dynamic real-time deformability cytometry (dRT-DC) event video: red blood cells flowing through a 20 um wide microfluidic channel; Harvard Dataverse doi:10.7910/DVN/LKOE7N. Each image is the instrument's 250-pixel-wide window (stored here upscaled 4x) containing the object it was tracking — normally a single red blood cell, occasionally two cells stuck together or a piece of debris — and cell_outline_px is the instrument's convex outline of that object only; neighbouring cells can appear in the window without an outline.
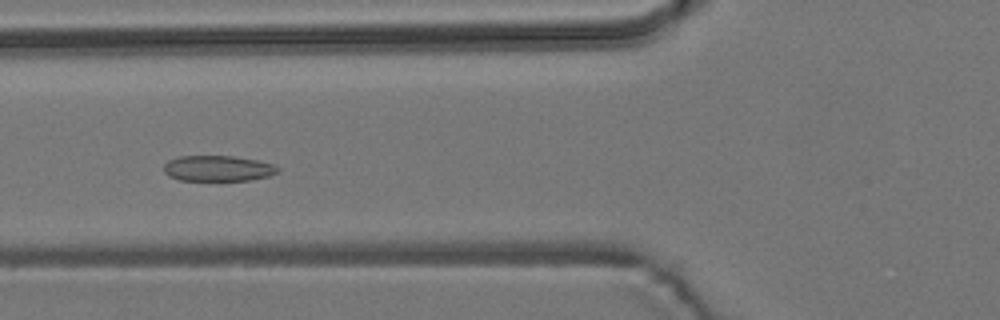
{"species": "common noctule bat (a hibernating species)", "species_latin": "Nyctalus noctula", "temperature_condition": "room temperature", "stored_images_in_passage": 8, "camera_frame_rate_fps": 3000, "um_per_image_px": 0.085, "animal": {"sex": "male", "body_mass_g": 19.2, "forearm_length_mm": 51.8}, "frame": {"image": 1, "passage_image": 6, "time_ms": 6.0, "image_size_px": [1000, 320], "cell_outline_px": [[280, 168], [276, 172], [268, 176], [248, 180], [180, 180], [168, 176], [164, 172], [164, 164], [168, 160], [180, 156], [232, 156], [256, 160], [272, 164]], "centroid_in_image_um": [18.48, 14.31], "position_along_channel_um": 107.3, "area_um2": 16.88}}
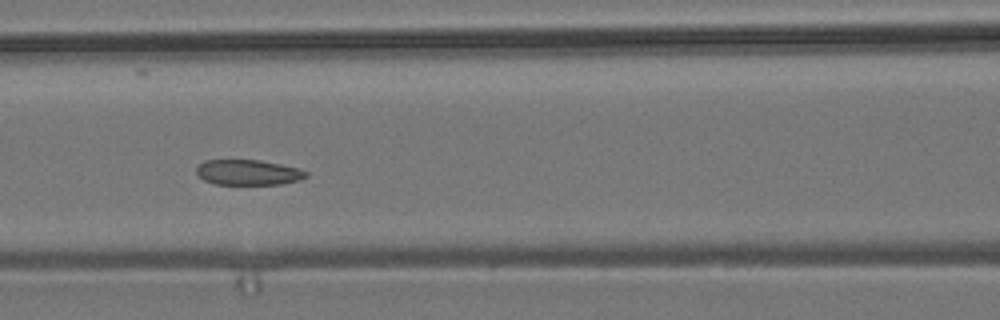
{"frame": {"image": 2, "passage_image": 7, "time_ms": 7.0, "image_size_px": [1000, 320], "cell_outline_px": [[308, 176], [300, 180], [280, 184], [216, 184], [204, 180], [196, 172], [196, 168], [204, 160], [260, 160], [300, 168], [308, 172]], "centroid_in_image_um": [21.13, 14.65], "position_along_channel_um": 145.5, "area_um2": 16.18}}
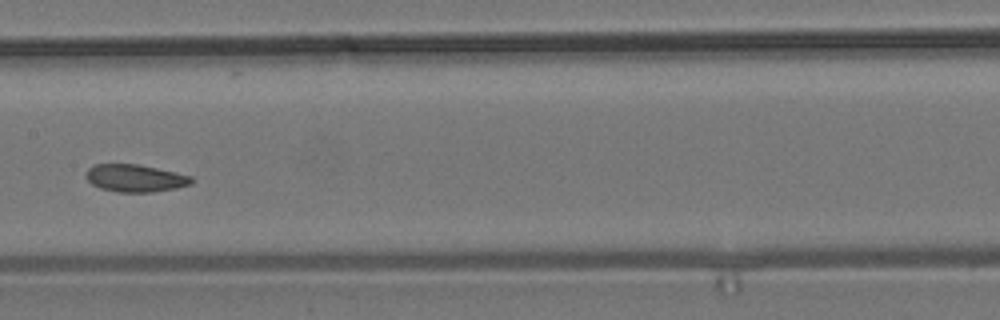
{"frame": {"image": 3, "passage_image": 8, "time_ms": 8.333, "image_size_px": [1000, 320], "cell_outline_px": [[192, 184], [176, 188], [152, 192], [116, 192], [100, 188], [92, 184], [88, 180], [88, 168], [96, 164], [136, 164], [156, 168], [192, 176]], "centroid_in_image_um": [11.51, 15.15], "position_along_channel_um": 195.9, "area_um2": 16.65}}